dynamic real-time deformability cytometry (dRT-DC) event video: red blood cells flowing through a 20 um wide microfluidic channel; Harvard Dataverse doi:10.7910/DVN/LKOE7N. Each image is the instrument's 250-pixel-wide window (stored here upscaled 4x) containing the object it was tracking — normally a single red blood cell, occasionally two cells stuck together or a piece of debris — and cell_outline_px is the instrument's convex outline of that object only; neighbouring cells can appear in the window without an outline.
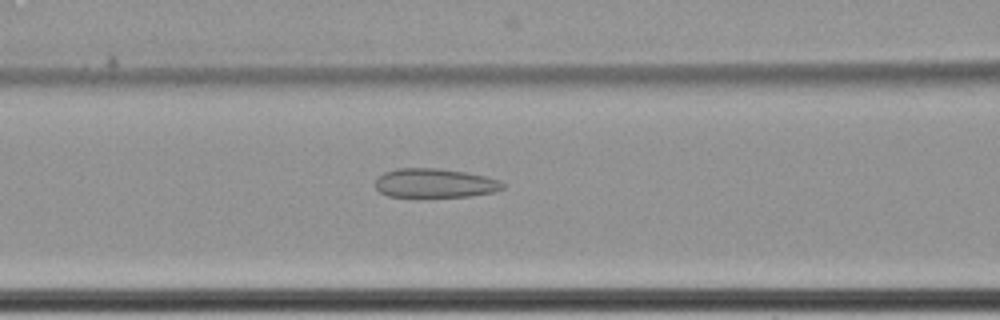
{"species": "common noctule bat (a hibernating species)", "species_latin": "Nyctalus noctula", "temperature_condition": "cold", "stored_images_in_passage": 63, "camera_frame_rate_fps": 3000, "um_per_image_px": 0.085, "animal": {"sex": "female", "body_mass_g": 22.7, "forearm_length_mm": 54.2}, "frame": {"image": 1, "passage_image": 29, "time_ms": 9.333, "image_size_px": [1000, 320], "cell_outline_px": [[508, 184], [504, 188], [496, 192], [472, 196], [388, 196], [380, 192], [376, 188], [376, 180], [384, 172], [396, 168], [440, 168], [464, 172], [484, 176], [500, 180]], "centroid_in_image_um": [37.02, 15.56], "position_along_channel_um": 129.6, "area_um2": 21.62}}
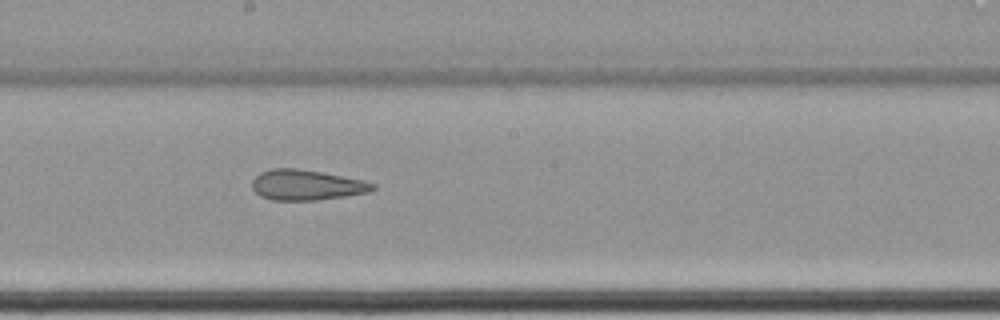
{"frame": {"image": 2, "passage_image": 37, "time_ms": 12.0, "image_size_px": [1000, 320], "cell_outline_px": [[376, 188], [368, 192], [344, 196], [316, 200], [272, 200], [260, 196], [252, 188], [252, 180], [260, 172], [272, 168], [296, 168], [324, 172], [364, 180], [376, 184]], "centroid_in_image_um": [26.05, 15.71], "position_along_channel_um": 222.1, "area_um2": 21.44}}
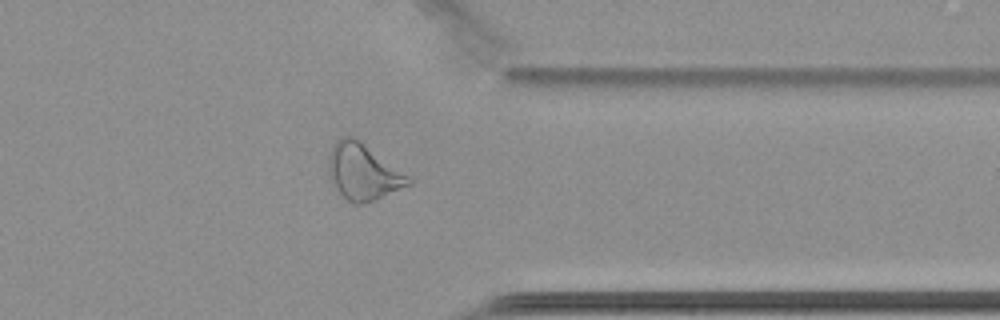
{"frame": {"image": 3, "passage_image": 51, "time_ms": 16.667, "image_size_px": [1000, 320], "cell_outline_px": [[412, 184], [372, 200], [360, 204], [352, 204], [336, 188], [328, 176], [328, 156], [332, 144], [336, 140], [344, 136], [352, 136], [364, 144], [408, 176], [412, 180]], "centroid_in_image_um": [30.8, 14.6], "position_along_channel_um": 380.6, "area_um2": 25.55}, "authors_computed_cell_mechanics": {"area_um2": 27.1082, "velocity_mm_per_s": 3.4723, "shape_relaxation_time_tau1_ms": null, "shape_relaxation_time_tau2_ms": 1.8266, "deformation_change_tau1": null, "deformation_change_tau2": 0.1019}}